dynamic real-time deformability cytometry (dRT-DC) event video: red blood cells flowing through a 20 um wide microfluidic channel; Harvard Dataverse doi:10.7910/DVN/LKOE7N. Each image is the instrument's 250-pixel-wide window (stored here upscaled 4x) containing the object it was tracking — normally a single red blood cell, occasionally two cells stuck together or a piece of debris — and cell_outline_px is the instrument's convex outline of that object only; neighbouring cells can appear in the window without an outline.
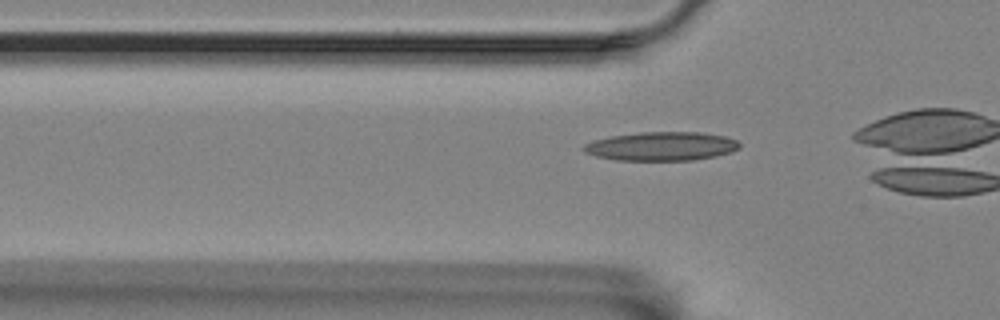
{"species": "Egyptian fruit bat (a non-hibernating species)", "species_latin": "Rousettus aegyptiacus", "temperature_condition": "room temperature", "stored_images_in_passage": 38, "camera_frame_rate_fps": 3000, "um_per_image_px": 0.085, "animal": {"sex": "female"}, "frame": {"image": 1, "passage_image": 11, "time_ms": 3.333, "image_size_px": [1000, 320], "cell_outline_px": [[740, 148], [732, 152], [716, 156], [692, 160], [616, 160], [596, 156], [584, 152], [580, 148], [584, 144], [592, 140], [612, 136], [640, 132], [700, 132], [724, 136], [736, 140], [740, 144]], "centroid_in_image_um": [56.2, 12.43], "position_along_channel_um": 69.6, "area_um2": 26.24}}
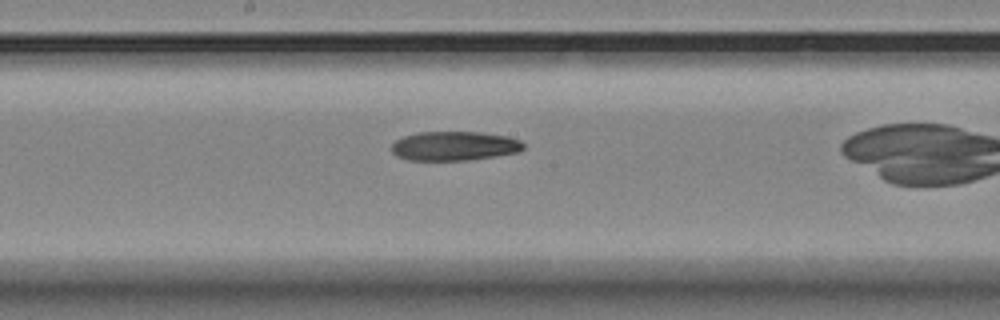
{"frame": {"image": 2, "passage_image": 23, "time_ms": 7.333, "image_size_px": [1000, 320], "cell_outline_px": [[524, 148], [520, 152], [496, 156], [468, 160], [408, 160], [396, 156], [392, 152], [392, 144], [396, 140], [404, 136], [416, 132], [480, 132], [508, 136], [520, 140], [524, 144]], "centroid_in_image_um": [38.63, 12.41], "position_along_channel_um": 209.6, "area_um2": 22.6}}
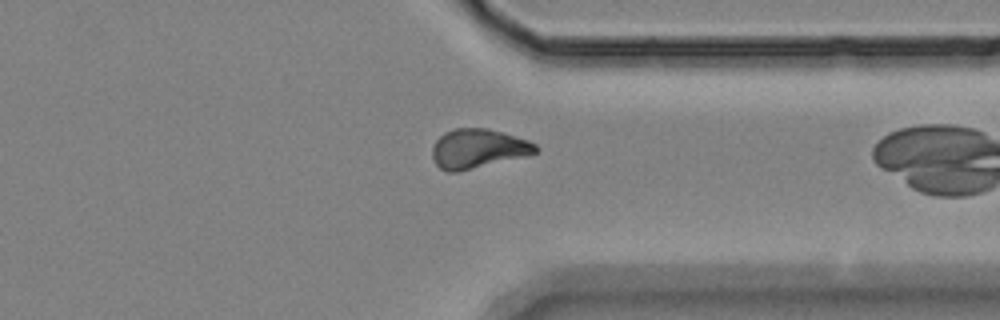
{"frame": {"image": 3, "passage_image": 37, "time_ms": 12.0, "image_size_px": [1000, 320], "cell_outline_px": [[540, 148], [536, 152], [528, 156], [460, 172], [448, 172], [440, 168], [432, 160], [432, 148], [436, 140], [444, 132], [456, 128], [488, 128], [504, 132], [528, 140], [536, 144]], "centroid_in_image_um": [40.65, 12.64], "position_along_channel_um": 370.8, "area_um2": 24.1}}